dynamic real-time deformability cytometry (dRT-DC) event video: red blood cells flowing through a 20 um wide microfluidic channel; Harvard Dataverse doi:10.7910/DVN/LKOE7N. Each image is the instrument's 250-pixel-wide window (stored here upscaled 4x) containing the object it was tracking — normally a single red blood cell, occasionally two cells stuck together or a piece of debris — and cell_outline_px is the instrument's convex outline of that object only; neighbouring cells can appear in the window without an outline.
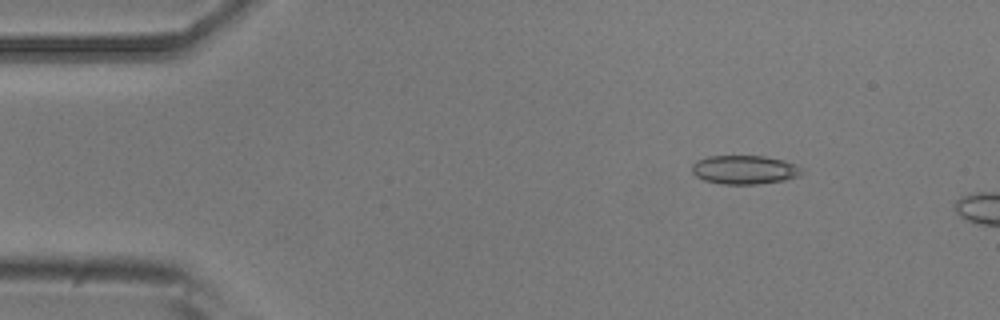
{"species": "common noctule bat (a hibernating species)", "species_latin": "Nyctalus noctula", "temperature_condition": "room temperature", "stored_images_in_passage": 3, "camera_frame_rate_fps": 3000, "um_per_image_px": 0.085, "animal": {"sex": "male", "body_mass_g": 20.5, "forearm_length_mm": 52.5}, "frame": {"image": 1, "passage_image": 2, "time_ms": 1.0, "image_size_px": [1000, 320], "cell_outline_px": [[804, 172], [800, 176], [784, 180], [756, 184], [720, 184], [704, 180], [696, 176], [692, 172], [692, 164], [696, 160], [708, 156], [764, 156], [784, 160], [796, 164], [804, 168]], "centroid_in_image_um": [63.31, 14.42], "position_along_channel_um": 21.7, "area_um2": 18.67}}